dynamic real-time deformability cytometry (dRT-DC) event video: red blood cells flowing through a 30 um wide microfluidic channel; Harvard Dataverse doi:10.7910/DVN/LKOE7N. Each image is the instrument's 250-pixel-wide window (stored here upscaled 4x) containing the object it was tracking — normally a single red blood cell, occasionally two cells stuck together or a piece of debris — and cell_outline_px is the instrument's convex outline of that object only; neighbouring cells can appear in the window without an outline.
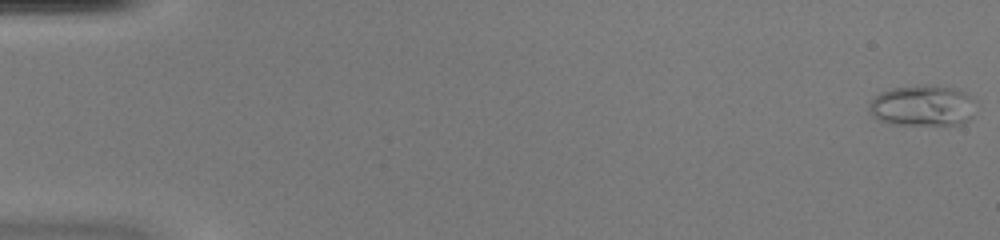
{"species": "common noctule bat (a hibernating species)", "species_latin": "Nyctalus noctula", "temperature_condition": "warm", "stored_images_in_passage": 51, "camera_frame_rate_fps": 3000, "um_per_image_px": 0.085, "animal": {"sex": "female", "body_mass_g": 20.0, "forearm_length_mm": 54.0}, "frame": {"image": 1, "passage_image": 1, "time_ms": 0.0, "image_size_px": [1000, 240], "cell_outline_px": [[976, 100], [972, 116], [964, 124], [892, 124], [876, 120], [868, 112], [868, 104], [880, 92], [892, 88], [920, 84], [924, 84], [956, 88], [972, 96]], "centroid_in_image_um": [78.41, 8.97], "position_along_channel_um": 6.6, "area_um2": 25.89}}
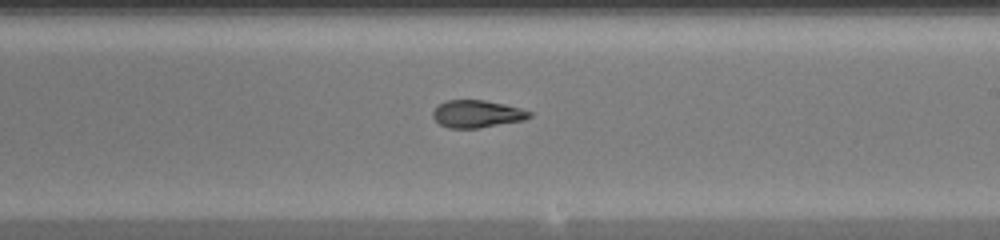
{"frame": {"image": 2, "passage_image": 31, "time_ms": 10.0, "image_size_px": [1000, 240], "cell_outline_px": [[532, 116], [524, 120], [476, 128], [448, 128], [440, 124], [432, 116], [432, 112], [440, 104], [448, 100], [484, 100], [504, 104], [520, 108], [532, 112]], "centroid_in_image_um": [40.55, 9.68], "position_along_channel_um": 248.4, "area_um2": 15.26}}
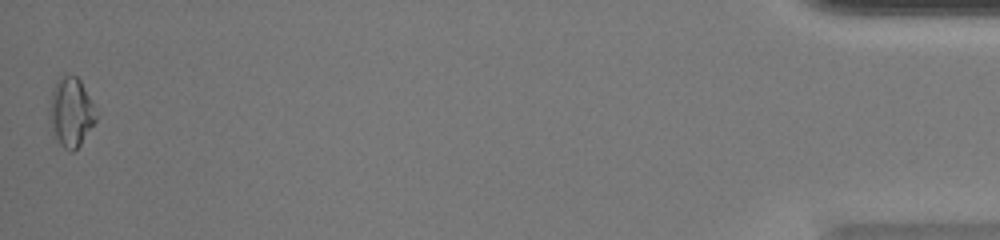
{"frame": {"image": 3, "passage_image": 51, "time_ms": 16.667, "image_size_px": [1000, 240], "cell_outline_px": [[96, 120], [80, 144], [72, 152], [68, 152], [52, 136], [48, 116], [48, 112], [52, 88], [56, 80], [64, 72], [76, 76], [80, 80], [92, 104], [96, 116]], "centroid_in_image_um": [5.96, 9.52], "position_along_channel_um": 429.2, "area_um2": 18.96}, "authors_computed_cell_mechanics": {"area_um2": 16.2418, "velocity_mm_per_s": 4.0744, "shape_relaxation_time_tau1_ms": null, "shape_relaxation_time_tau2_ms": 2.9484, "deformation_change_tau1": null, "deformation_change_tau2": 0.0866}}